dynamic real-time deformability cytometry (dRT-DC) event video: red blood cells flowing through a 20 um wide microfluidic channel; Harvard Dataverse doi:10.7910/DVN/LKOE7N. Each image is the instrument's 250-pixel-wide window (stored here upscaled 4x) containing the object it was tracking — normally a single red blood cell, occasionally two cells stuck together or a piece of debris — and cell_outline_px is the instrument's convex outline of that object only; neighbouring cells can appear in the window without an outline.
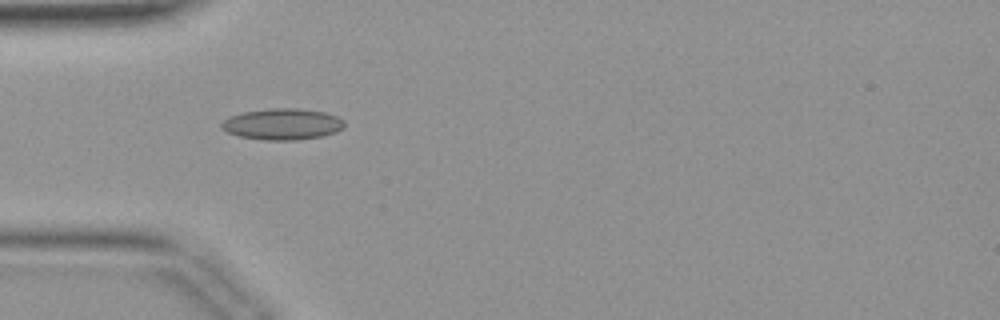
{"species": "common noctule bat (a hibernating species)", "species_latin": "Nyctalus noctula", "temperature_condition": "warm", "stored_images_in_passage": 30, "camera_frame_rate_fps": 3000, "um_per_image_px": 0.085, "animal": {"sex": "female", "body_mass_g": 19.9}, "frame": {"image": 1, "passage_image": 1, "time_ms": 0.0, "image_size_px": [1000, 320], "cell_outline_px": [[344, 128], [336, 132], [320, 136], [296, 140], [264, 140], [240, 136], [228, 132], [220, 128], [220, 124], [228, 116], [240, 112], [268, 108], [300, 108], [324, 112], [336, 116], [344, 120]], "centroid_in_image_um": [23.98, 10.54], "position_along_channel_um": 61.0, "area_um2": 22.54}}
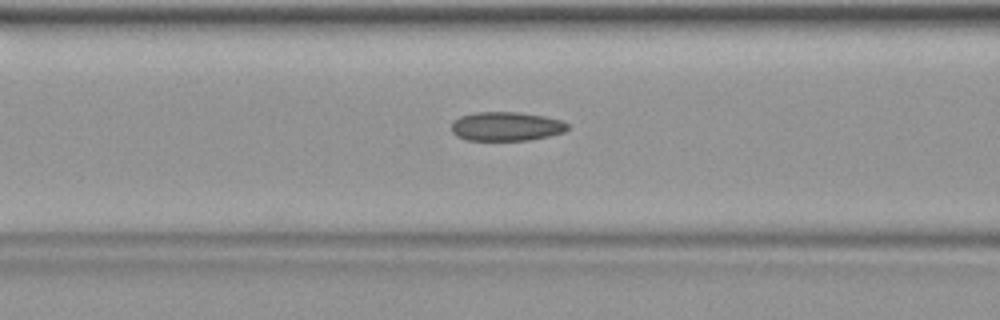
{"frame": {"image": 2, "passage_image": 5, "time_ms": 1.333, "image_size_px": [1000, 320], "cell_outline_px": [[568, 128], [564, 132], [548, 136], [528, 140], [468, 140], [456, 136], [452, 132], [452, 120], [460, 116], [476, 112], [520, 112], [544, 116], [560, 120], [568, 124]], "centroid_in_image_um": [43.0, 10.74], "position_along_channel_um": 123.6, "area_um2": 19.65}}